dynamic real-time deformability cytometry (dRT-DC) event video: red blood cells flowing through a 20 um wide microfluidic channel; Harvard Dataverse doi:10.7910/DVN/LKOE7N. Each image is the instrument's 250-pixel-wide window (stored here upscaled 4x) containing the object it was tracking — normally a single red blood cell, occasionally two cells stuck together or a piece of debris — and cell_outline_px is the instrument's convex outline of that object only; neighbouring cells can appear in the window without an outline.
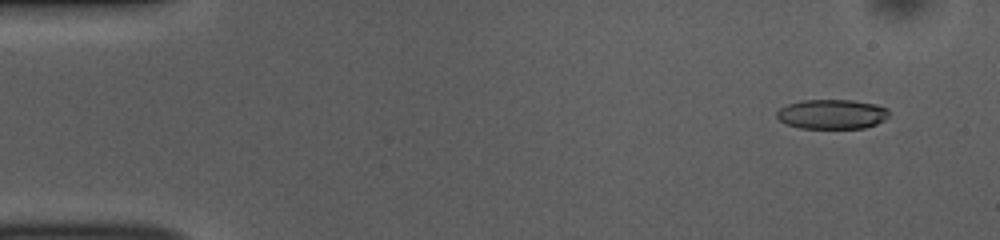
{"species": "common noctule bat (a hibernating species)", "species_latin": "Nyctalus noctula", "temperature_condition": "room temperature", "stored_images_in_passage": 52, "camera_frame_rate_fps": 3000, "um_per_image_px": 0.085, "animal": {"sex": "female", "body_mass_g": 10.0, "forearm_length_mm": 53.1}, "frame": {"image": 1, "passage_image": 4, "time_ms": 1.0, "image_size_px": [1000, 240], "cell_outline_px": [[888, 116], [884, 120], [876, 124], [864, 128], [800, 128], [784, 124], [776, 116], [776, 112], [780, 108], [788, 104], [804, 100], [852, 100], [876, 104], [888, 108]], "centroid_in_image_um": [70.71, 9.7], "position_along_channel_um": 14.3, "area_um2": 19.42}}
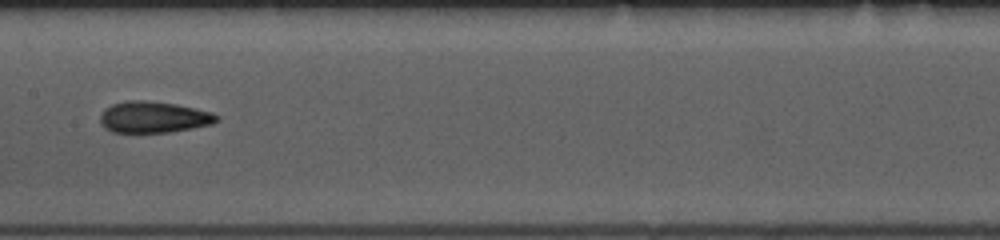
{"frame": {"image": 2, "passage_image": 26, "time_ms": 8.333, "image_size_px": [1000, 240], "cell_outline_px": [[220, 116], [212, 124], [192, 128], [168, 132], [112, 132], [104, 128], [100, 124], [100, 116], [104, 108], [112, 104], [124, 100], [144, 100], [176, 104], [196, 108], [212, 112]], "centroid_in_image_um": [13.02, 9.94], "position_along_channel_um": 194.4, "area_um2": 21.39}}
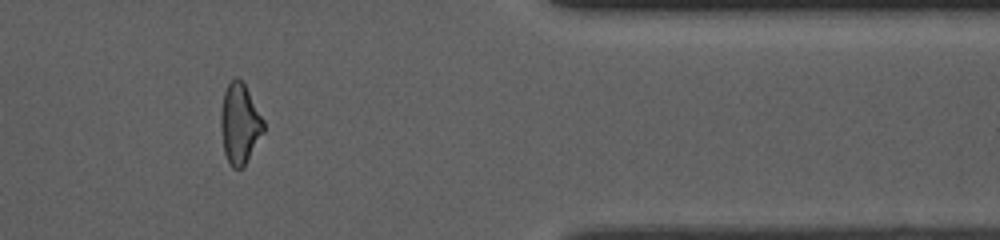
{"frame": {"image": 3, "passage_image": 43, "time_ms": 14.0, "image_size_px": [1000, 240], "cell_outline_px": [[264, 132], [244, 168], [232, 168], [224, 152], [220, 124], [220, 112], [224, 92], [228, 84], [236, 76], [244, 84], [264, 120]], "centroid_in_image_um": [20.38, 10.54], "position_along_channel_um": 391.0, "area_um2": 20.0}, "authors_computed_cell_mechanics": {"area_um2": 20.5768, "velocity_mm_per_s": 3.8738, "shape_relaxation_time_tau1_ms": 5.3278, "shape_relaxation_time_tau2_ms": 3.0284, "deformation_change_tau1": 0.1597, "deformation_change_tau2": 0.1165}}